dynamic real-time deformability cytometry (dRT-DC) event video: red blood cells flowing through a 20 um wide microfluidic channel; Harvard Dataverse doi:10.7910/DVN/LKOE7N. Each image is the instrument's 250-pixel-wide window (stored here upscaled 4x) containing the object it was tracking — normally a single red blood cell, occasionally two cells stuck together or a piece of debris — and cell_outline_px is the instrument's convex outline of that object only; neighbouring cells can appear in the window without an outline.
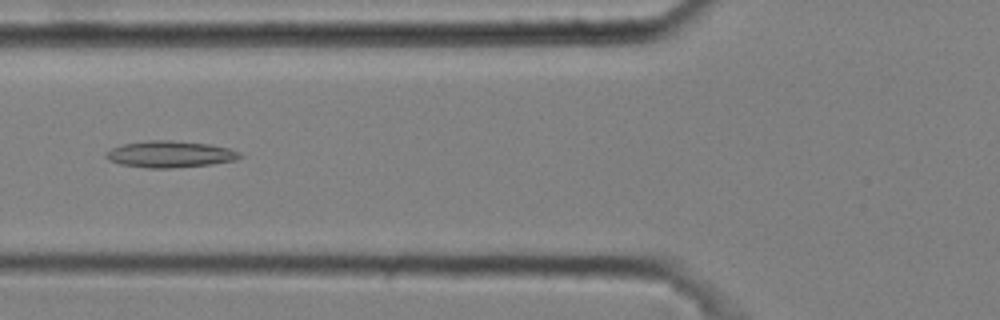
{"species": "common noctule bat (a hibernating species)", "species_latin": "Nyctalus noctula", "temperature_condition": "cold", "stored_images_in_passage": 48, "camera_frame_rate_fps": 3000, "um_per_image_px": 0.085, "animal": {"sex": "male", "body_mass_g": 20.4}, "frame": {"image": 1, "passage_image": 16, "time_ms": 5.0, "image_size_px": [1000, 320], "cell_outline_px": [[244, 156], [236, 160], [212, 164], [168, 168], [148, 168], [120, 164], [108, 160], [104, 156], [104, 152], [112, 148], [124, 144], [148, 140], [172, 140], [208, 144], [228, 148], [240, 152]], "centroid_in_image_um": [14.44, 13.11], "position_along_channel_um": 111.4, "area_um2": 20.75}}
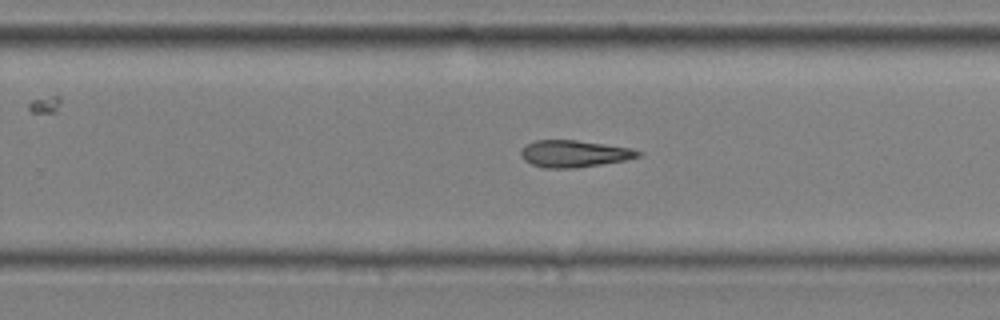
{"frame": {"image": 2, "passage_image": 30, "time_ms": 9.667, "image_size_px": [1000, 320], "cell_outline_px": [[644, 152], [640, 156], [624, 160], [576, 168], [544, 168], [532, 164], [524, 160], [520, 156], [520, 152], [528, 144], [536, 140], [576, 140], [632, 148]], "centroid_in_image_um": [48.81, 13.06], "position_along_channel_um": 281.0, "area_um2": 18.26}}
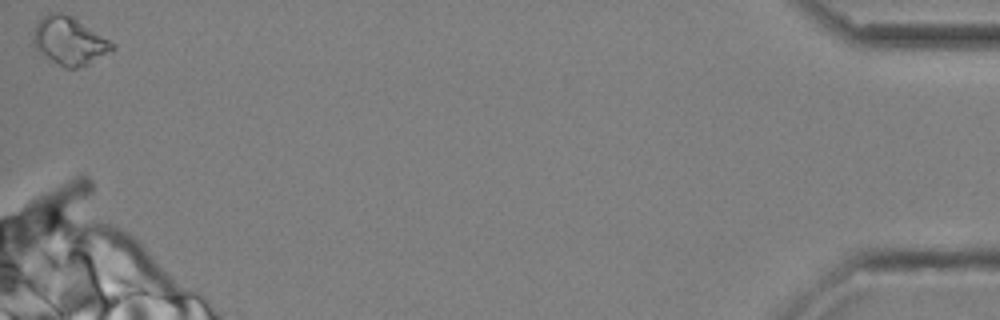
{"frame": {"image": 3, "passage_image": 48, "time_ms": 15.667, "image_size_px": [1000, 320], "cell_outline_px": [[116, 48], [88, 64], [76, 68], [64, 68], [56, 64], [40, 52], [36, 48], [32, 40], [32, 32], [36, 24], [44, 16], [52, 12], [60, 12], [68, 16], [116, 44]], "centroid_in_image_um": [5.86, 3.51], "position_along_channel_um": 429.3, "area_um2": 21.5}}